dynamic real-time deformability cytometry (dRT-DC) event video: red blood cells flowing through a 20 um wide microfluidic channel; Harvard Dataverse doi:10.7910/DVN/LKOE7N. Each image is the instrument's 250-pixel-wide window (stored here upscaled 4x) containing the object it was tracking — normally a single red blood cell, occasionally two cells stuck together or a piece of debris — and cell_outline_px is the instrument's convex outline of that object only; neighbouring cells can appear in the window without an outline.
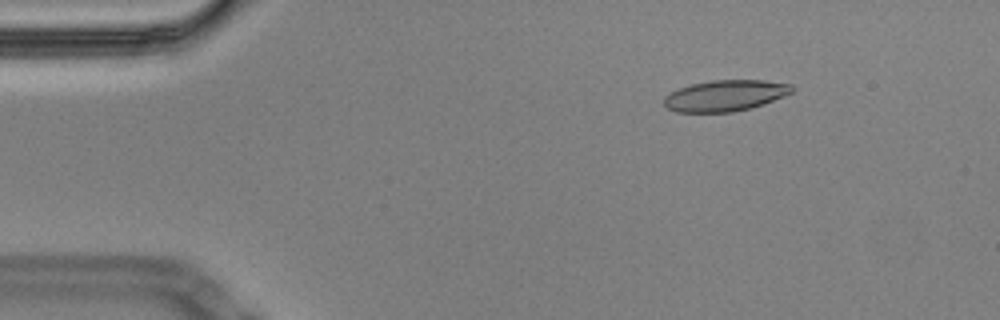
{"species": "Egyptian fruit bat (a non-hibernating species)", "species_latin": "Rousettus aegyptiacus", "temperature_condition": "cold", "stored_images_in_passage": 37, "camera_frame_rate_fps": 3000, "um_per_image_px": 0.085, "animal": {"sex": "male"}, "frame": {"image": 1, "passage_image": 3, "time_ms": 0.667, "image_size_px": [1000, 320], "cell_outline_px": [[796, 88], [792, 92], [764, 104], [732, 112], [676, 112], [668, 108], [664, 104], [664, 96], [680, 88], [692, 84], [712, 80], [764, 80], [792, 84]], "centroid_in_image_um": [61.67, 8.12], "position_along_channel_um": 23.3, "area_um2": 23.06}}
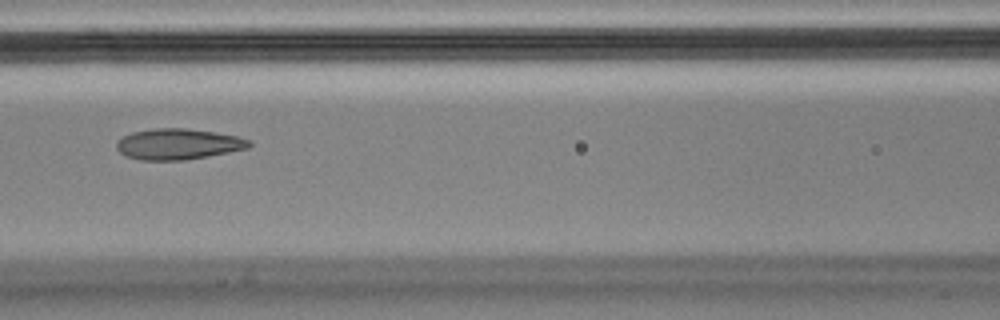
{"frame": {"image": 2, "passage_image": 20, "time_ms": 6.333, "image_size_px": [1000, 320], "cell_outline_px": [[252, 144], [248, 148], [208, 156], [184, 160], [140, 160], [124, 156], [116, 148], [116, 144], [124, 136], [132, 132], [152, 128], [184, 128], [212, 132], [236, 136], [248, 140]], "centroid_in_image_um": [15.1, 12.25], "position_along_channel_um": 151.5, "area_um2": 23.64}}
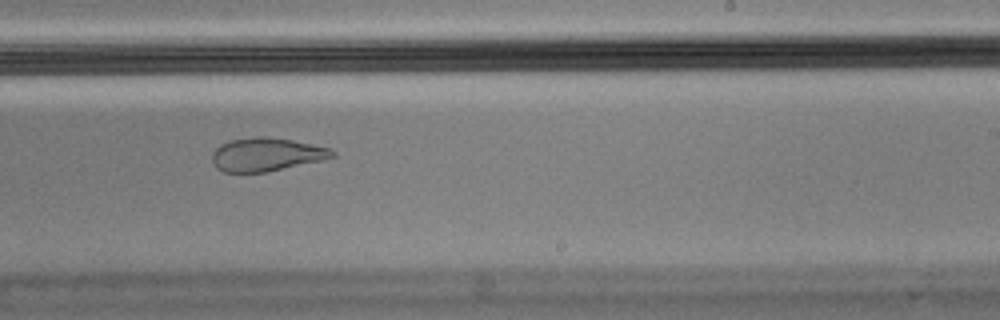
{"frame": {"image": 3, "passage_image": 30, "time_ms": 9.667, "image_size_px": [1000, 320], "cell_outline_px": [[336, 156], [320, 160], [268, 172], [224, 172], [216, 168], [212, 164], [212, 152], [220, 144], [232, 140], [256, 136], [264, 136], [292, 140], [328, 148], [336, 152]], "centroid_in_image_um": [22.6, 13.13], "position_along_channel_um": 266.4, "area_um2": 23.24}}